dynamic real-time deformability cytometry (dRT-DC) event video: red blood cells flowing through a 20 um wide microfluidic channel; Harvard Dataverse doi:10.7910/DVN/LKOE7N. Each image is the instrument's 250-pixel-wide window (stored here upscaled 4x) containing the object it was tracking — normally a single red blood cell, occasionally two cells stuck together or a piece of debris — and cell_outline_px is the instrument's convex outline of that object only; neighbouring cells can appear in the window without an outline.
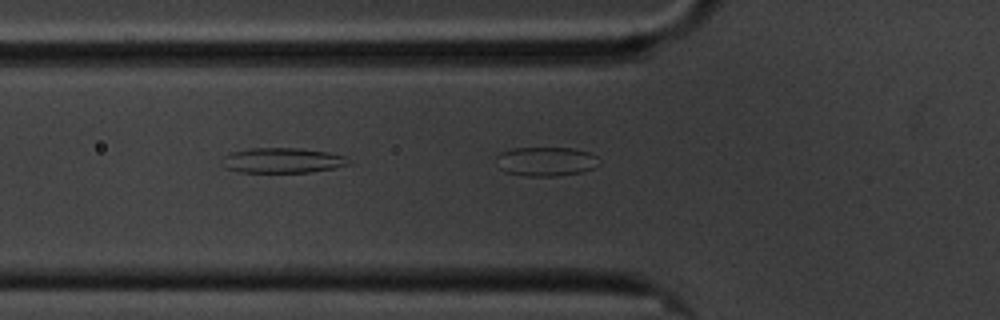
{"species": "common noctule bat (a hibernating species)", "species_latin": "Nyctalus noctula", "temperature_condition": "cold", "stored_images_in_passage": 7, "segment_of_instrument_passage": [2, 2], "camera_frame_rate_fps": 3000, "um_per_image_px": 0.085, "animal": {"sex": "male", "body_mass_g": 20.1, "forearm_length_mm": 53.5}, "frame": {"image": 1, "passage_image": 7, "time_ms": 2.0, "image_size_px": [1000, 320], "cell_outline_px": [[600, 164], [592, 168], [580, 172], [556, 176], [524, 176], [504, 172], [500, 168], [496, 156], [500, 152], [512, 148], [572, 148], [588, 152], [596, 156], [600, 160]], "centroid_in_image_um": [46.39, 13.72], "position_along_channel_um": 79.4, "area_um2": 17.51}}